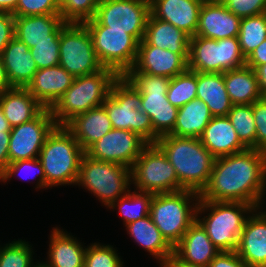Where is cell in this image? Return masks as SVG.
I'll return each instance as SVG.
<instances>
[{"label":"cell","mask_w":266,"mask_h":267,"mask_svg":"<svg viewBox=\"0 0 266 267\" xmlns=\"http://www.w3.org/2000/svg\"><path fill=\"white\" fill-rule=\"evenodd\" d=\"M265 189L266 152L247 149L214 160L199 201L242 202L258 209L263 206Z\"/></svg>","instance_id":"cell-1"},{"label":"cell","mask_w":266,"mask_h":267,"mask_svg":"<svg viewBox=\"0 0 266 267\" xmlns=\"http://www.w3.org/2000/svg\"><path fill=\"white\" fill-rule=\"evenodd\" d=\"M156 144L174 167L180 185L200 194L208 184L215 160L200 139L167 134Z\"/></svg>","instance_id":"cell-2"},{"label":"cell","mask_w":266,"mask_h":267,"mask_svg":"<svg viewBox=\"0 0 266 267\" xmlns=\"http://www.w3.org/2000/svg\"><path fill=\"white\" fill-rule=\"evenodd\" d=\"M85 151L65 126H56L39 154L45 172V186L76 185Z\"/></svg>","instance_id":"cell-3"},{"label":"cell","mask_w":266,"mask_h":267,"mask_svg":"<svg viewBox=\"0 0 266 267\" xmlns=\"http://www.w3.org/2000/svg\"><path fill=\"white\" fill-rule=\"evenodd\" d=\"M119 76L111 69L75 77L72 85L50 108L58 126H65L75 116L100 107L109 95L113 82Z\"/></svg>","instance_id":"cell-4"},{"label":"cell","mask_w":266,"mask_h":267,"mask_svg":"<svg viewBox=\"0 0 266 267\" xmlns=\"http://www.w3.org/2000/svg\"><path fill=\"white\" fill-rule=\"evenodd\" d=\"M206 210L211 212L200 218L199 214ZM254 210V205L242 202L199 201L196 220L220 251H236L247 218Z\"/></svg>","instance_id":"cell-5"},{"label":"cell","mask_w":266,"mask_h":267,"mask_svg":"<svg viewBox=\"0 0 266 267\" xmlns=\"http://www.w3.org/2000/svg\"><path fill=\"white\" fill-rule=\"evenodd\" d=\"M102 106L113 129L133 131L148 143L157 142L159 136L153 131L150 117L140 110L141 93L125 76H119L113 82Z\"/></svg>","instance_id":"cell-6"},{"label":"cell","mask_w":266,"mask_h":267,"mask_svg":"<svg viewBox=\"0 0 266 267\" xmlns=\"http://www.w3.org/2000/svg\"><path fill=\"white\" fill-rule=\"evenodd\" d=\"M199 199V193L192 190L153 194L149 215L173 248L196 220Z\"/></svg>","instance_id":"cell-7"},{"label":"cell","mask_w":266,"mask_h":267,"mask_svg":"<svg viewBox=\"0 0 266 267\" xmlns=\"http://www.w3.org/2000/svg\"><path fill=\"white\" fill-rule=\"evenodd\" d=\"M130 184V168L83 155L76 185L88 189L105 206L109 207L124 196L129 191Z\"/></svg>","instance_id":"cell-8"},{"label":"cell","mask_w":266,"mask_h":267,"mask_svg":"<svg viewBox=\"0 0 266 267\" xmlns=\"http://www.w3.org/2000/svg\"><path fill=\"white\" fill-rule=\"evenodd\" d=\"M89 30L93 48L104 68L125 76L133 67L139 41L125 30H108L94 18L84 22Z\"/></svg>","instance_id":"cell-9"},{"label":"cell","mask_w":266,"mask_h":267,"mask_svg":"<svg viewBox=\"0 0 266 267\" xmlns=\"http://www.w3.org/2000/svg\"><path fill=\"white\" fill-rule=\"evenodd\" d=\"M125 77L141 93V108L151 119L153 131L159 136L169 134L176 123L178 108L167 98L170 78L142 72H128Z\"/></svg>","instance_id":"cell-10"},{"label":"cell","mask_w":266,"mask_h":267,"mask_svg":"<svg viewBox=\"0 0 266 267\" xmlns=\"http://www.w3.org/2000/svg\"><path fill=\"white\" fill-rule=\"evenodd\" d=\"M245 65L238 37L215 40L195 35L189 40L190 71L224 73Z\"/></svg>","instance_id":"cell-11"},{"label":"cell","mask_w":266,"mask_h":267,"mask_svg":"<svg viewBox=\"0 0 266 267\" xmlns=\"http://www.w3.org/2000/svg\"><path fill=\"white\" fill-rule=\"evenodd\" d=\"M131 183L140 192L174 193L185 190L175 169L156 143H149L131 168Z\"/></svg>","instance_id":"cell-12"},{"label":"cell","mask_w":266,"mask_h":267,"mask_svg":"<svg viewBox=\"0 0 266 267\" xmlns=\"http://www.w3.org/2000/svg\"><path fill=\"white\" fill-rule=\"evenodd\" d=\"M59 65L74 78L102 70L84 23H67L60 32Z\"/></svg>","instance_id":"cell-13"},{"label":"cell","mask_w":266,"mask_h":267,"mask_svg":"<svg viewBox=\"0 0 266 267\" xmlns=\"http://www.w3.org/2000/svg\"><path fill=\"white\" fill-rule=\"evenodd\" d=\"M149 15L150 0H101L93 18L108 30H125L141 42Z\"/></svg>","instance_id":"cell-14"},{"label":"cell","mask_w":266,"mask_h":267,"mask_svg":"<svg viewBox=\"0 0 266 267\" xmlns=\"http://www.w3.org/2000/svg\"><path fill=\"white\" fill-rule=\"evenodd\" d=\"M57 126L50 109L45 108L29 122L11 128L9 163L38 158L48 135Z\"/></svg>","instance_id":"cell-15"},{"label":"cell","mask_w":266,"mask_h":267,"mask_svg":"<svg viewBox=\"0 0 266 267\" xmlns=\"http://www.w3.org/2000/svg\"><path fill=\"white\" fill-rule=\"evenodd\" d=\"M148 144L133 131L112 129L91 145L85 154L99 161L122 164L131 169Z\"/></svg>","instance_id":"cell-16"},{"label":"cell","mask_w":266,"mask_h":267,"mask_svg":"<svg viewBox=\"0 0 266 267\" xmlns=\"http://www.w3.org/2000/svg\"><path fill=\"white\" fill-rule=\"evenodd\" d=\"M189 54H176L150 44H139L137 57L129 72L173 78L188 69Z\"/></svg>","instance_id":"cell-17"},{"label":"cell","mask_w":266,"mask_h":267,"mask_svg":"<svg viewBox=\"0 0 266 267\" xmlns=\"http://www.w3.org/2000/svg\"><path fill=\"white\" fill-rule=\"evenodd\" d=\"M240 21L221 1H204L196 35L215 40L238 37Z\"/></svg>","instance_id":"cell-18"},{"label":"cell","mask_w":266,"mask_h":267,"mask_svg":"<svg viewBox=\"0 0 266 267\" xmlns=\"http://www.w3.org/2000/svg\"><path fill=\"white\" fill-rule=\"evenodd\" d=\"M261 211L256 208L247 218L235 251L248 267H266V212Z\"/></svg>","instance_id":"cell-19"},{"label":"cell","mask_w":266,"mask_h":267,"mask_svg":"<svg viewBox=\"0 0 266 267\" xmlns=\"http://www.w3.org/2000/svg\"><path fill=\"white\" fill-rule=\"evenodd\" d=\"M203 0H150V13L171 23L190 38L196 35Z\"/></svg>","instance_id":"cell-20"},{"label":"cell","mask_w":266,"mask_h":267,"mask_svg":"<svg viewBox=\"0 0 266 267\" xmlns=\"http://www.w3.org/2000/svg\"><path fill=\"white\" fill-rule=\"evenodd\" d=\"M66 24L61 15L14 17V36L30 49L37 43L60 41L61 29Z\"/></svg>","instance_id":"cell-21"},{"label":"cell","mask_w":266,"mask_h":267,"mask_svg":"<svg viewBox=\"0 0 266 267\" xmlns=\"http://www.w3.org/2000/svg\"><path fill=\"white\" fill-rule=\"evenodd\" d=\"M74 77L62 66L39 69L26 87L44 107L51 108L72 85Z\"/></svg>","instance_id":"cell-22"},{"label":"cell","mask_w":266,"mask_h":267,"mask_svg":"<svg viewBox=\"0 0 266 267\" xmlns=\"http://www.w3.org/2000/svg\"><path fill=\"white\" fill-rule=\"evenodd\" d=\"M1 58L11 87L26 88L38 71L29 47L16 37L5 47Z\"/></svg>","instance_id":"cell-23"},{"label":"cell","mask_w":266,"mask_h":267,"mask_svg":"<svg viewBox=\"0 0 266 267\" xmlns=\"http://www.w3.org/2000/svg\"><path fill=\"white\" fill-rule=\"evenodd\" d=\"M199 139L215 159L248 149L227 116L213 117Z\"/></svg>","instance_id":"cell-24"},{"label":"cell","mask_w":266,"mask_h":267,"mask_svg":"<svg viewBox=\"0 0 266 267\" xmlns=\"http://www.w3.org/2000/svg\"><path fill=\"white\" fill-rule=\"evenodd\" d=\"M220 250L211 242L201 224L195 220L174 247V254L182 261L208 267Z\"/></svg>","instance_id":"cell-25"},{"label":"cell","mask_w":266,"mask_h":267,"mask_svg":"<svg viewBox=\"0 0 266 267\" xmlns=\"http://www.w3.org/2000/svg\"><path fill=\"white\" fill-rule=\"evenodd\" d=\"M65 127L84 151L113 129L103 106L75 116Z\"/></svg>","instance_id":"cell-26"},{"label":"cell","mask_w":266,"mask_h":267,"mask_svg":"<svg viewBox=\"0 0 266 267\" xmlns=\"http://www.w3.org/2000/svg\"><path fill=\"white\" fill-rule=\"evenodd\" d=\"M0 107L11 127L29 122L45 108L27 88L11 87L0 95Z\"/></svg>","instance_id":"cell-27"},{"label":"cell","mask_w":266,"mask_h":267,"mask_svg":"<svg viewBox=\"0 0 266 267\" xmlns=\"http://www.w3.org/2000/svg\"><path fill=\"white\" fill-rule=\"evenodd\" d=\"M190 37L171 23L148 17L144 38L139 44H150L176 54H189Z\"/></svg>","instance_id":"cell-28"},{"label":"cell","mask_w":266,"mask_h":267,"mask_svg":"<svg viewBox=\"0 0 266 267\" xmlns=\"http://www.w3.org/2000/svg\"><path fill=\"white\" fill-rule=\"evenodd\" d=\"M51 232L45 263L49 267H83L86 248L81 242L63 229L56 227Z\"/></svg>","instance_id":"cell-29"},{"label":"cell","mask_w":266,"mask_h":267,"mask_svg":"<svg viewBox=\"0 0 266 267\" xmlns=\"http://www.w3.org/2000/svg\"><path fill=\"white\" fill-rule=\"evenodd\" d=\"M197 97L205 102L213 117L227 116L232 109L224 73L197 72Z\"/></svg>","instance_id":"cell-30"},{"label":"cell","mask_w":266,"mask_h":267,"mask_svg":"<svg viewBox=\"0 0 266 267\" xmlns=\"http://www.w3.org/2000/svg\"><path fill=\"white\" fill-rule=\"evenodd\" d=\"M125 226L132 239L157 259L159 264L174 253V248L165 240L150 215Z\"/></svg>","instance_id":"cell-31"},{"label":"cell","mask_w":266,"mask_h":267,"mask_svg":"<svg viewBox=\"0 0 266 267\" xmlns=\"http://www.w3.org/2000/svg\"><path fill=\"white\" fill-rule=\"evenodd\" d=\"M224 82L233 105L253 104L264 97L255 70L246 65L224 72Z\"/></svg>","instance_id":"cell-32"},{"label":"cell","mask_w":266,"mask_h":267,"mask_svg":"<svg viewBox=\"0 0 266 267\" xmlns=\"http://www.w3.org/2000/svg\"><path fill=\"white\" fill-rule=\"evenodd\" d=\"M212 118L207 104L195 98L178 108L176 123L169 134L177 137L199 138Z\"/></svg>","instance_id":"cell-33"},{"label":"cell","mask_w":266,"mask_h":267,"mask_svg":"<svg viewBox=\"0 0 266 267\" xmlns=\"http://www.w3.org/2000/svg\"><path fill=\"white\" fill-rule=\"evenodd\" d=\"M130 191L131 190H129L124 196H121L108 207L114 211V208L118 206L124 225L148 216L153 197V194L151 193L140 192L137 190L134 192Z\"/></svg>","instance_id":"cell-34"},{"label":"cell","mask_w":266,"mask_h":267,"mask_svg":"<svg viewBox=\"0 0 266 267\" xmlns=\"http://www.w3.org/2000/svg\"><path fill=\"white\" fill-rule=\"evenodd\" d=\"M238 39L247 58L266 39V13L241 18Z\"/></svg>","instance_id":"cell-35"},{"label":"cell","mask_w":266,"mask_h":267,"mask_svg":"<svg viewBox=\"0 0 266 267\" xmlns=\"http://www.w3.org/2000/svg\"><path fill=\"white\" fill-rule=\"evenodd\" d=\"M240 141L248 148L256 150V126L252 104L233 105L228 112Z\"/></svg>","instance_id":"cell-36"},{"label":"cell","mask_w":266,"mask_h":267,"mask_svg":"<svg viewBox=\"0 0 266 267\" xmlns=\"http://www.w3.org/2000/svg\"><path fill=\"white\" fill-rule=\"evenodd\" d=\"M197 72L187 69L170 79L167 98L175 107L180 108L197 97Z\"/></svg>","instance_id":"cell-37"},{"label":"cell","mask_w":266,"mask_h":267,"mask_svg":"<svg viewBox=\"0 0 266 267\" xmlns=\"http://www.w3.org/2000/svg\"><path fill=\"white\" fill-rule=\"evenodd\" d=\"M32 246L24 240L12 241L0 248V267H32Z\"/></svg>","instance_id":"cell-38"},{"label":"cell","mask_w":266,"mask_h":267,"mask_svg":"<svg viewBox=\"0 0 266 267\" xmlns=\"http://www.w3.org/2000/svg\"><path fill=\"white\" fill-rule=\"evenodd\" d=\"M60 15L67 23H84L93 19L101 0H60Z\"/></svg>","instance_id":"cell-39"},{"label":"cell","mask_w":266,"mask_h":267,"mask_svg":"<svg viewBox=\"0 0 266 267\" xmlns=\"http://www.w3.org/2000/svg\"><path fill=\"white\" fill-rule=\"evenodd\" d=\"M118 254L111 245L91 244L86 248L83 267H123Z\"/></svg>","instance_id":"cell-40"},{"label":"cell","mask_w":266,"mask_h":267,"mask_svg":"<svg viewBox=\"0 0 266 267\" xmlns=\"http://www.w3.org/2000/svg\"><path fill=\"white\" fill-rule=\"evenodd\" d=\"M23 170L28 171L26 173V174H28V177H30L29 172L32 174L34 171H36V172H34V174H32L34 177L36 175L39 177L37 184H36L37 185L36 188H43V189L46 188L47 189V187L45 186V172H44L42 163L40 162L39 158L18 160V161L9 163L6 166V168L2 171L1 181H3L5 183L6 181H8V179L11 180V177H13L14 175H16V174L20 175V173H22ZM32 170H33V172H32Z\"/></svg>","instance_id":"cell-41"},{"label":"cell","mask_w":266,"mask_h":267,"mask_svg":"<svg viewBox=\"0 0 266 267\" xmlns=\"http://www.w3.org/2000/svg\"><path fill=\"white\" fill-rule=\"evenodd\" d=\"M14 17L60 15L59 0H18Z\"/></svg>","instance_id":"cell-42"},{"label":"cell","mask_w":266,"mask_h":267,"mask_svg":"<svg viewBox=\"0 0 266 267\" xmlns=\"http://www.w3.org/2000/svg\"><path fill=\"white\" fill-rule=\"evenodd\" d=\"M59 47L60 41H50L37 43V45L30 48V52L37 64L38 70L59 65Z\"/></svg>","instance_id":"cell-43"},{"label":"cell","mask_w":266,"mask_h":267,"mask_svg":"<svg viewBox=\"0 0 266 267\" xmlns=\"http://www.w3.org/2000/svg\"><path fill=\"white\" fill-rule=\"evenodd\" d=\"M224 6L239 18L266 13V0H220Z\"/></svg>","instance_id":"cell-44"},{"label":"cell","mask_w":266,"mask_h":267,"mask_svg":"<svg viewBox=\"0 0 266 267\" xmlns=\"http://www.w3.org/2000/svg\"><path fill=\"white\" fill-rule=\"evenodd\" d=\"M256 126V150L266 152V97L252 104Z\"/></svg>","instance_id":"cell-45"},{"label":"cell","mask_w":266,"mask_h":267,"mask_svg":"<svg viewBox=\"0 0 266 267\" xmlns=\"http://www.w3.org/2000/svg\"><path fill=\"white\" fill-rule=\"evenodd\" d=\"M14 37V16L0 12V56Z\"/></svg>","instance_id":"cell-46"},{"label":"cell","mask_w":266,"mask_h":267,"mask_svg":"<svg viewBox=\"0 0 266 267\" xmlns=\"http://www.w3.org/2000/svg\"><path fill=\"white\" fill-rule=\"evenodd\" d=\"M208 267H248L235 251H220Z\"/></svg>","instance_id":"cell-47"},{"label":"cell","mask_w":266,"mask_h":267,"mask_svg":"<svg viewBox=\"0 0 266 267\" xmlns=\"http://www.w3.org/2000/svg\"><path fill=\"white\" fill-rule=\"evenodd\" d=\"M266 63V39L246 58V66L256 69Z\"/></svg>","instance_id":"cell-48"},{"label":"cell","mask_w":266,"mask_h":267,"mask_svg":"<svg viewBox=\"0 0 266 267\" xmlns=\"http://www.w3.org/2000/svg\"><path fill=\"white\" fill-rule=\"evenodd\" d=\"M10 132H0V171L2 172L9 164Z\"/></svg>","instance_id":"cell-49"},{"label":"cell","mask_w":266,"mask_h":267,"mask_svg":"<svg viewBox=\"0 0 266 267\" xmlns=\"http://www.w3.org/2000/svg\"><path fill=\"white\" fill-rule=\"evenodd\" d=\"M160 267H205V266L186 263L180 260L173 253L163 263H160Z\"/></svg>","instance_id":"cell-50"},{"label":"cell","mask_w":266,"mask_h":267,"mask_svg":"<svg viewBox=\"0 0 266 267\" xmlns=\"http://www.w3.org/2000/svg\"><path fill=\"white\" fill-rule=\"evenodd\" d=\"M255 72L257 74L259 88L264 97H266V63L259 65Z\"/></svg>","instance_id":"cell-51"},{"label":"cell","mask_w":266,"mask_h":267,"mask_svg":"<svg viewBox=\"0 0 266 267\" xmlns=\"http://www.w3.org/2000/svg\"><path fill=\"white\" fill-rule=\"evenodd\" d=\"M10 88H11V85L9 84V81L7 79L3 61L0 56V95Z\"/></svg>","instance_id":"cell-52"},{"label":"cell","mask_w":266,"mask_h":267,"mask_svg":"<svg viewBox=\"0 0 266 267\" xmlns=\"http://www.w3.org/2000/svg\"><path fill=\"white\" fill-rule=\"evenodd\" d=\"M17 4L18 0H0V12L13 14Z\"/></svg>","instance_id":"cell-53"},{"label":"cell","mask_w":266,"mask_h":267,"mask_svg":"<svg viewBox=\"0 0 266 267\" xmlns=\"http://www.w3.org/2000/svg\"><path fill=\"white\" fill-rule=\"evenodd\" d=\"M11 126L7 119L5 118V115L3 114V111L0 107V132H10Z\"/></svg>","instance_id":"cell-54"},{"label":"cell","mask_w":266,"mask_h":267,"mask_svg":"<svg viewBox=\"0 0 266 267\" xmlns=\"http://www.w3.org/2000/svg\"><path fill=\"white\" fill-rule=\"evenodd\" d=\"M36 264H34L32 267H49L45 261H40V262H35Z\"/></svg>","instance_id":"cell-55"},{"label":"cell","mask_w":266,"mask_h":267,"mask_svg":"<svg viewBox=\"0 0 266 267\" xmlns=\"http://www.w3.org/2000/svg\"><path fill=\"white\" fill-rule=\"evenodd\" d=\"M203 1H220V0H203Z\"/></svg>","instance_id":"cell-56"}]
</instances>
